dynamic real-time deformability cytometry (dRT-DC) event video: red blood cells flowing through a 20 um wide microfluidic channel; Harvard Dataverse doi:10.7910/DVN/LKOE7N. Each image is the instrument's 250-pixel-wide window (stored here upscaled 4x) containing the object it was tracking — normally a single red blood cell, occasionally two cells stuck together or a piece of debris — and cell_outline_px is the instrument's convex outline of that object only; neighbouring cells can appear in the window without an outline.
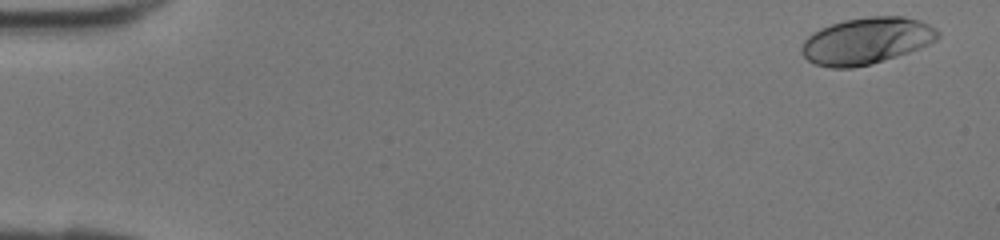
{"species": "human", "species_latin": "Homo sapiens", "temperature_condition": "room temperature", "stored_images_in_passage": 42, "camera_frame_rate_fps": 3000, "um_per_image_px": 0.085, "donor": {"sex": "female"}, "frame": {"image": 1, "passage_image": 2, "time_ms": 0.333, "image_size_px": [1000, 240], "cell_outline_px": [[940, 36], [936, 40], [920, 48], [872, 64], [852, 68], [828, 68], [816, 64], [808, 60], [800, 52], [800, 48], [804, 40], [812, 32], [820, 28], [844, 20], [868, 16], [904, 16], [920, 20], [936, 28], [940, 32]], "centroid_in_image_um": [73.64, 3.47], "position_along_channel_um": 11.4, "area_um2": 37.22}}
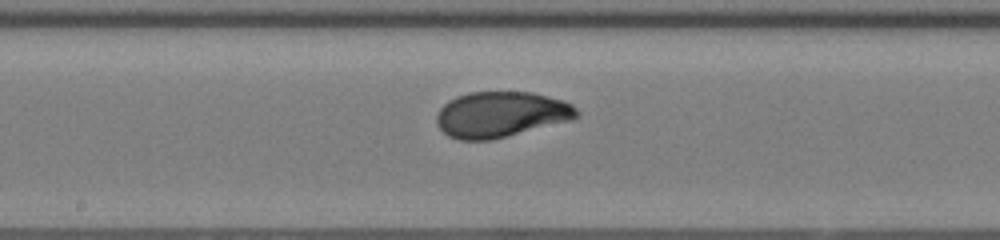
{"frame": {"image": 2, "passage_image": 23, "time_ms": 7.333, "image_size_px": [1000, 240], "cell_outline_px": [[580, 116], [572, 120], [492, 140], [460, 140], [448, 136], [436, 124], [436, 112], [448, 100], [456, 96], [468, 92], [532, 92], [564, 100], [572, 104], [580, 112]], "centroid_in_image_um": [42.58, 9.72], "position_along_channel_um": 205.6, "area_um2": 37.69}}
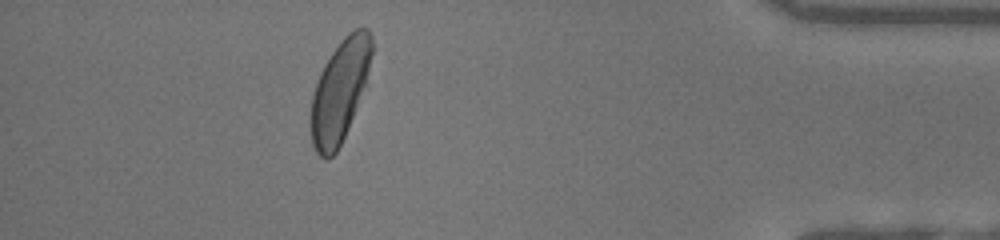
{"frame": {"image": 3, "passage_image": 38, "time_ms": 12.333, "image_size_px": [1000, 240], "cell_outline_px": [[372, 52], [364, 84], [352, 116], [344, 136], [336, 152], [328, 160], [324, 160], [316, 152], [312, 144], [308, 120], [312, 96], [316, 80], [324, 64], [340, 40], [348, 32], [356, 28], [368, 28], [372, 36]], "centroid_in_image_um": [28.81, 7.74], "position_along_channel_um": 406.4, "area_um2": 35.95}}